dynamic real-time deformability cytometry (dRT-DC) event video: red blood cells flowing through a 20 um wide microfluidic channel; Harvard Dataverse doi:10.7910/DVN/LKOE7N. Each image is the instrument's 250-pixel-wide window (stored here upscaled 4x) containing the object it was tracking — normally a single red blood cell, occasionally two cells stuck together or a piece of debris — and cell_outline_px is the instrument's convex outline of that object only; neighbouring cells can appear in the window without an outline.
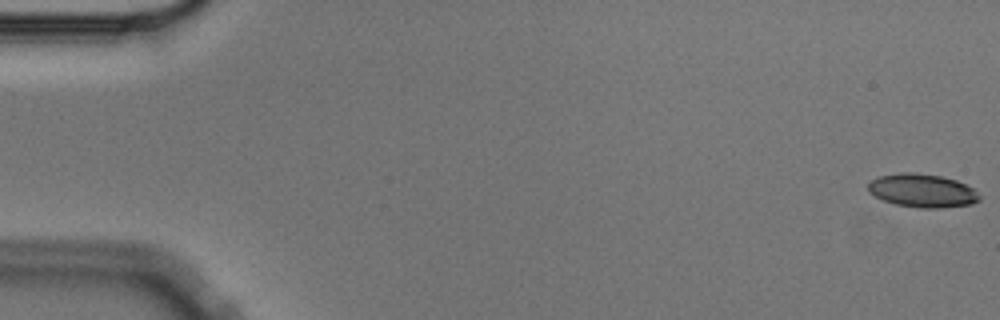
{"species": "Egyptian fruit bat (a non-hibernating species)", "species_latin": "Rousettus aegyptiacus", "temperature_condition": "cold", "stored_images_in_passage": 56, "camera_frame_rate_fps": 3000, "um_per_image_px": 0.085, "animal": {"sex": "male"}, "frame": {"image": 1, "passage_image": 1, "time_ms": 0.0, "image_size_px": [1000, 320], "cell_outline_px": [[980, 200], [972, 204], [940, 208], [920, 208], [896, 204], [884, 200], [868, 192], [868, 184], [872, 180], [880, 176], [904, 172], [908, 172], [940, 176], [956, 180], [972, 188], [980, 196]], "centroid_in_image_um": [78.4, 16.21], "position_along_channel_um": 6.6, "area_um2": 21.39}}
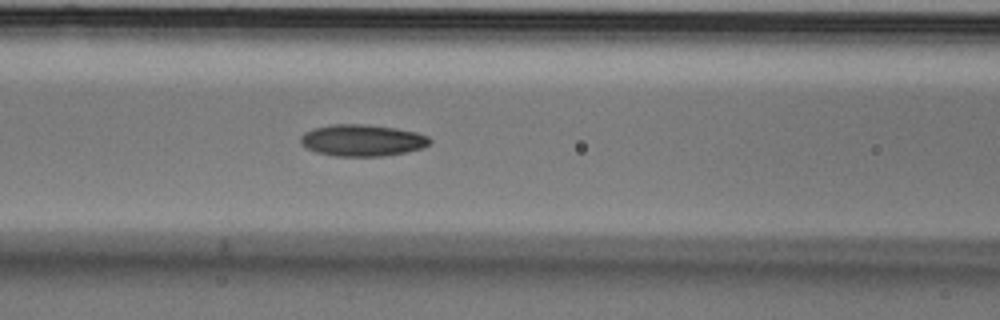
{"frame": {"image": 2, "passage_image": 24, "time_ms": 7.667, "image_size_px": [1000, 320], "cell_outline_px": [[432, 140], [424, 148], [384, 156], [332, 156], [316, 152], [300, 144], [300, 136], [304, 132], [312, 128], [332, 124], [364, 124], [396, 128], [416, 132], [428, 136]], "centroid_in_image_um": [30.77, 11.92], "position_along_channel_um": 135.8, "area_um2": 23.99}}
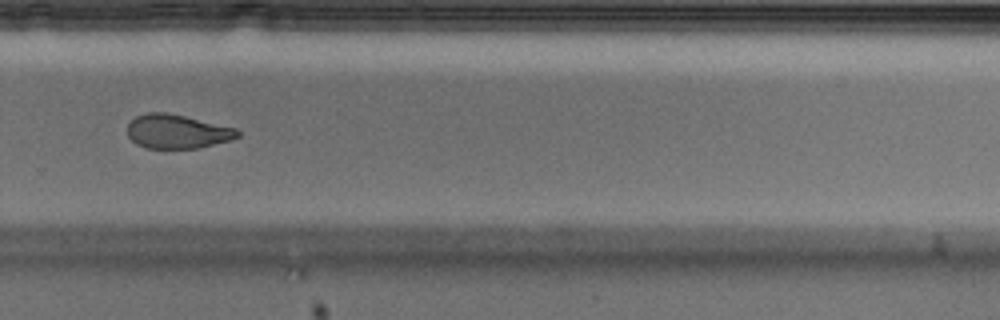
{"frame": {"image": 3, "passage_image": 39, "time_ms": 12.667, "image_size_px": [1000, 320], "cell_outline_px": [[240, 136], [232, 140], [200, 148], [148, 148], [136, 144], [128, 136], [128, 124], [136, 116], [148, 112], [164, 112], [184, 116], [236, 128], [240, 132]], "centroid_in_image_um": [15.08, 11.18], "position_along_channel_um": 314.7, "area_um2": 21.79}, "authors_computed_cell_mechanics": {"area_um2": 22.9177, "velocity_mm_per_s": 3.5865, "shape_relaxation_time_tau1_ms": 7.3802, "shape_relaxation_time_tau2_ms": 5.3557, "deformation_change_tau1": 0.1791, "deformation_change_tau2": 0.1151}}